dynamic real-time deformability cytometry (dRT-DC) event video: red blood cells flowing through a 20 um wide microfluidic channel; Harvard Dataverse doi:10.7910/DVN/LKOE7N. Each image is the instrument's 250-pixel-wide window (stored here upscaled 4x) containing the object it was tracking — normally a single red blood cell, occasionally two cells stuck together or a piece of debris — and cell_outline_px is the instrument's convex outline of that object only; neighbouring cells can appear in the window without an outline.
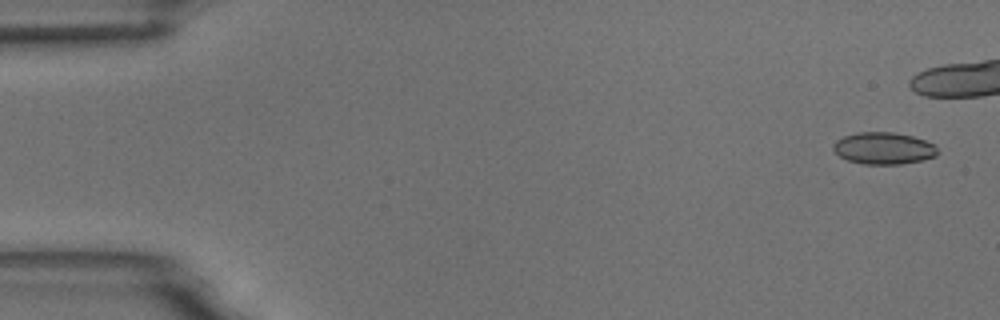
{"species": "common noctule bat (a hibernating species)", "species_latin": "Nyctalus noctula", "temperature_condition": "room temperature", "stored_images_in_passage": 5, "camera_frame_rate_fps": 3000, "um_per_image_px": 0.085, "animal": {"sex": "male", "body_mass_g": 18.8}, "frame": {"image": 1, "passage_image": 1, "time_ms": 0.0, "image_size_px": [1000, 320], "cell_outline_px": [[936, 156], [924, 160], [900, 164], [864, 164], [848, 160], [840, 156], [832, 148], [832, 144], [836, 140], [844, 136], [856, 132], [892, 132], [912, 136], [936, 144]], "centroid_in_image_um": [75.1, 12.6], "position_along_channel_um": 9.9, "area_um2": 19.42}}